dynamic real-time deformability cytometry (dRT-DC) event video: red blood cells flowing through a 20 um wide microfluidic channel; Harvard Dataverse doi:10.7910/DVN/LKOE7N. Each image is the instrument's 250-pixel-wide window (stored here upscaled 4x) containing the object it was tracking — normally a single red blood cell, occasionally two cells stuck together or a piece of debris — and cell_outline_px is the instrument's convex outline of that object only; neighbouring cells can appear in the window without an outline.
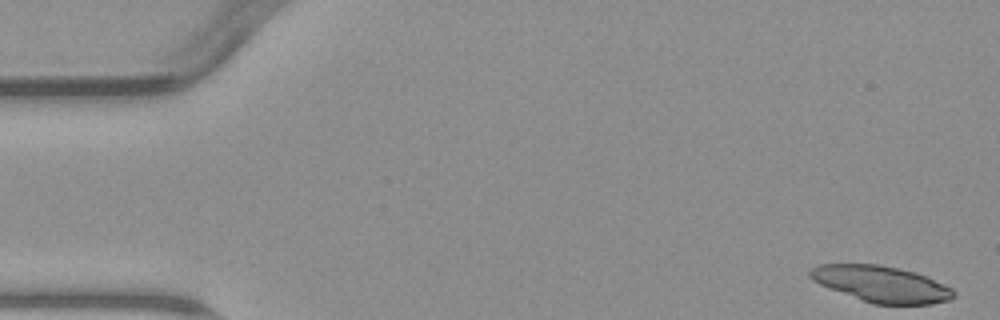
{"species": "common noctule bat (a hibernating species)", "species_latin": "Nyctalus noctula", "temperature_condition": "warm", "stored_images_in_passage": 6, "camera_frame_rate_fps": 3000, "um_per_image_px": 0.085, "animal": {"sex": "male", "body_mass_g": 23.1, "forearm_length_mm": 52.7}, "frame": {"image": 1, "passage_image": 1, "time_ms": 0.0, "image_size_px": [1000, 320], "cell_outline_px": [[956, 296], [952, 300], [932, 304], [872, 304], [828, 288], [812, 280], [808, 276], [808, 272], [816, 264], [876, 264], [916, 272], [928, 276], [952, 288], [956, 292]], "centroid_in_image_um": [74.93, 24.15], "position_along_channel_um": 10.1, "area_um2": 30.58}}